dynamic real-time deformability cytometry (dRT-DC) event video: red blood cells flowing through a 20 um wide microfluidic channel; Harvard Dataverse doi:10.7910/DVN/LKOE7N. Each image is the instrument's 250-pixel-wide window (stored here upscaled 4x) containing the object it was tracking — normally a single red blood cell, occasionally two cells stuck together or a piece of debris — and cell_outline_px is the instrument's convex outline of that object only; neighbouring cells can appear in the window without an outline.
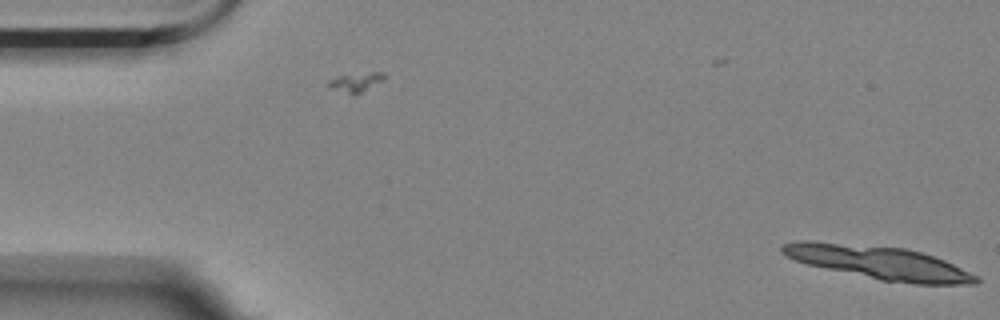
{"species": "Egyptian fruit bat (a non-hibernating species)", "species_latin": "Rousettus aegyptiacus", "temperature_condition": "room temperature", "stored_images_in_passage": 4, "camera_frame_rate_fps": 3000, "um_per_image_px": 0.085, "animal": {"sex": "female"}, "frame": {"image": 1, "passage_image": 4, "time_ms": 1.0, "image_size_px": [1000, 320], "cell_outline_px": [[980, 280], [976, 284], [916, 284], [880, 280], [808, 264], [796, 260], [780, 252], [780, 248], [784, 244], [796, 240], [816, 240], [908, 248], [944, 260], [976, 276]], "centroid_in_image_um": [74.66, 22.3], "position_along_channel_um": 10.3, "area_um2": 37.4}}